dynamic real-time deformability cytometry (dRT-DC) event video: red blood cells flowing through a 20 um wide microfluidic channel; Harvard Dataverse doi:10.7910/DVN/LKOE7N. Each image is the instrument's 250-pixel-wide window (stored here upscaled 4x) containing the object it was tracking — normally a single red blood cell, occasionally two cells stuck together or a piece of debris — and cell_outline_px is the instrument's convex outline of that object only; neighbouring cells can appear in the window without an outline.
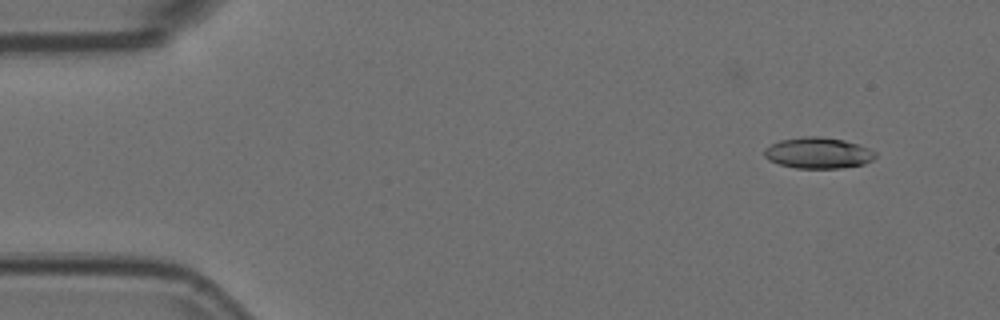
{"species": "Egyptian fruit bat (a non-hibernating species)", "species_latin": "Rousettus aegyptiacus", "temperature_condition": "room temperature", "stored_images_in_passage": 6, "camera_frame_rate_fps": 3000, "um_per_image_px": 0.085, "animal": {"sex": "female"}, "frame": {"image": 1, "passage_image": 2, "time_ms": 0.333, "image_size_px": [1000, 320], "cell_outline_px": [[876, 156], [872, 160], [864, 164], [840, 168], [796, 168], [780, 164], [768, 160], [764, 156], [764, 148], [780, 140], [804, 136], [820, 136], [844, 140], [868, 148], [876, 152]], "centroid_in_image_um": [69.53, 13.0], "position_along_channel_um": 15.5, "area_um2": 20.06}}
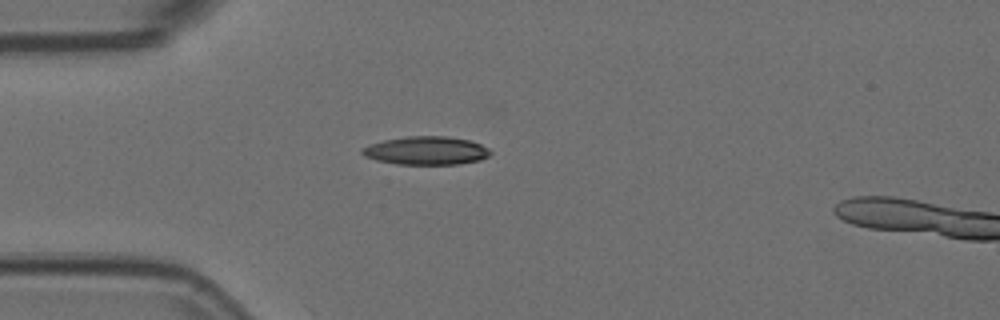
{"frame": {"image": 2, "passage_image": 5, "time_ms": 1.333, "image_size_px": [1000, 320], "cell_outline_px": [[492, 152], [488, 156], [480, 160], [456, 164], [396, 164], [376, 160], [364, 156], [360, 152], [360, 148], [368, 144], [384, 140], [408, 136], [448, 136], [472, 140], [488, 148]], "centroid_in_image_um": [36.2, 12.79], "position_along_channel_um": 48.8, "area_um2": 21.33}}